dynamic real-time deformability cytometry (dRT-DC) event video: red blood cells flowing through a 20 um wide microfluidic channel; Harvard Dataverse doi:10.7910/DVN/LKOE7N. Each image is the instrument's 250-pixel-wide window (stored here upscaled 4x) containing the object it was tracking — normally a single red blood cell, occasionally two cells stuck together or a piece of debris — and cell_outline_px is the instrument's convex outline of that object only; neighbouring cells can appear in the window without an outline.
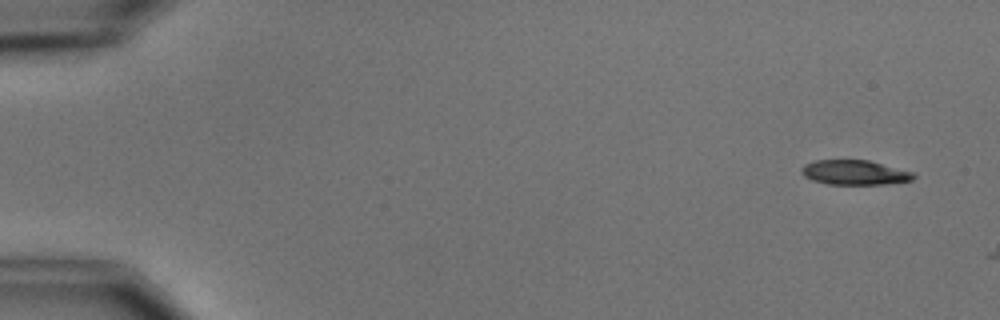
{"species": "common noctule bat (a hibernating species)", "species_latin": "Nyctalus noctula", "temperature_condition": "cold", "stored_images_in_passage": 4, "camera_frame_rate_fps": 3000, "um_per_image_px": 0.085, "animal": {"sex": "male", "body_mass_g": 15.6}, "frame": {"image": 1, "passage_image": 1, "time_ms": 0.0, "image_size_px": [1000, 320], "cell_outline_px": [[916, 176], [912, 180], [884, 184], [828, 184], [812, 180], [804, 176], [800, 172], [800, 168], [804, 164], [816, 160], [868, 160], [916, 172]], "centroid_in_image_um": [72.65, 14.65], "position_along_channel_um": 12.4, "area_um2": 16.24}}